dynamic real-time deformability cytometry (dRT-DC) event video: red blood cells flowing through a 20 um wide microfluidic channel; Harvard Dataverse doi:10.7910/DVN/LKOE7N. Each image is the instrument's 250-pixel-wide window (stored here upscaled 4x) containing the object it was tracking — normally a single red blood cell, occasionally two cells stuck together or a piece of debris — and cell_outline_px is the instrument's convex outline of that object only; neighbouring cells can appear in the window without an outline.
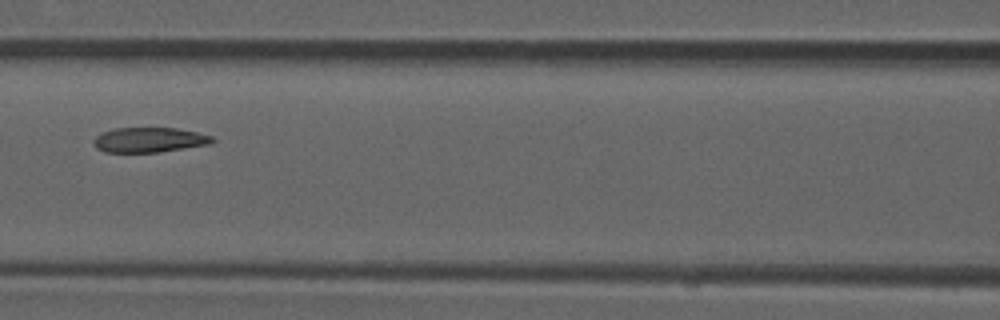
{"species": "common noctule bat (a hibernating species)", "species_latin": "Nyctalus noctula", "temperature_condition": "room temperature", "stored_images_in_passage": 7, "camera_frame_rate_fps": 3000, "um_per_image_px": 0.085, "animal": {"sex": "male", "forearm_length_mm": 52.5}, "frame": {"image": 1, "passage_image": 7, "time_ms": 2.0, "image_size_px": [1000, 320], "cell_outline_px": [[216, 140], [208, 144], [156, 152], [104, 152], [96, 148], [92, 144], [92, 140], [100, 132], [116, 128], [176, 128], [196, 132], [212, 136]], "centroid_in_image_um": [12.61, 11.88], "position_along_channel_um": 154.0, "area_um2": 17.17}}